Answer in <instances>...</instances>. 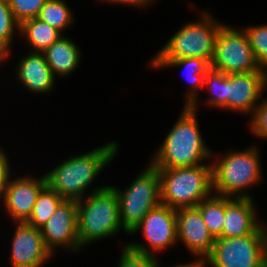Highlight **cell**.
I'll return each mask as SVG.
<instances>
[{
  "label": "cell",
  "instance_id": "1",
  "mask_svg": "<svg viewBox=\"0 0 267 267\" xmlns=\"http://www.w3.org/2000/svg\"><path fill=\"white\" fill-rule=\"evenodd\" d=\"M117 141L107 142L83 154H74L47 171V185L64 200L79 201L120 151ZM90 186V187H89Z\"/></svg>",
  "mask_w": 267,
  "mask_h": 267
},
{
  "label": "cell",
  "instance_id": "2",
  "mask_svg": "<svg viewBox=\"0 0 267 267\" xmlns=\"http://www.w3.org/2000/svg\"><path fill=\"white\" fill-rule=\"evenodd\" d=\"M198 111L184 106L179 118L166 134L150 164L155 168H180L211 161L212 151L206 145L198 123Z\"/></svg>",
  "mask_w": 267,
  "mask_h": 267
},
{
  "label": "cell",
  "instance_id": "3",
  "mask_svg": "<svg viewBox=\"0 0 267 267\" xmlns=\"http://www.w3.org/2000/svg\"><path fill=\"white\" fill-rule=\"evenodd\" d=\"M258 149L255 146L239 151L231 149L224 155L218 152L214 154L212 151L213 193L231 198L252 199L250 189L259 186L263 178Z\"/></svg>",
  "mask_w": 267,
  "mask_h": 267
},
{
  "label": "cell",
  "instance_id": "4",
  "mask_svg": "<svg viewBox=\"0 0 267 267\" xmlns=\"http://www.w3.org/2000/svg\"><path fill=\"white\" fill-rule=\"evenodd\" d=\"M78 206V240L83 249L91 243L125 232L119 217V204L113 186H98Z\"/></svg>",
  "mask_w": 267,
  "mask_h": 267
},
{
  "label": "cell",
  "instance_id": "5",
  "mask_svg": "<svg viewBox=\"0 0 267 267\" xmlns=\"http://www.w3.org/2000/svg\"><path fill=\"white\" fill-rule=\"evenodd\" d=\"M160 202L170 208L196 207L213 194L212 162L180 168H156Z\"/></svg>",
  "mask_w": 267,
  "mask_h": 267
},
{
  "label": "cell",
  "instance_id": "6",
  "mask_svg": "<svg viewBox=\"0 0 267 267\" xmlns=\"http://www.w3.org/2000/svg\"><path fill=\"white\" fill-rule=\"evenodd\" d=\"M199 20L179 27L166 44L151 59H180L199 57L209 63L213 60L215 40L224 24L207 10L201 11Z\"/></svg>",
  "mask_w": 267,
  "mask_h": 267
},
{
  "label": "cell",
  "instance_id": "7",
  "mask_svg": "<svg viewBox=\"0 0 267 267\" xmlns=\"http://www.w3.org/2000/svg\"><path fill=\"white\" fill-rule=\"evenodd\" d=\"M113 187L118 199L121 226L129 235L144 216L161 203L158 170L149 163L127 188Z\"/></svg>",
  "mask_w": 267,
  "mask_h": 267
},
{
  "label": "cell",
  "instance_id": "8",
  "mask_svg": "<svg viewBox=\"0 0 267 267\" xmlns=\"http://www.w3.org/2000/svg\"><path fill=\"white\" fill-rule=\"evenodd\" d=\"M206 267H262L267 261V224L254 233L216 238Z\"/></svg>",
  "mask_w": 267,
  "mask_h": 267
},
{
  "label": "cell",
  "instance_id": "9",
  "mask_svg": "<svg viewBox=\"0 0 267 267\" xmlns=\"http://www.w3.org/2000/svg\"><path fill=\"white\" fill-rule=\"evenodd\" d=\"M235 28L226 23L219 28L210 68L227 75L266 71L257 63L243 28Z\"/></svg>",
  "mask_w": 267,
  "mask_h": 267
},
{
  "label": "cell",
  "instance_id": "10",
  "mask_svg": "<svg viewBox=\"0 0 267 267\" xmlns=\"http://www.w3.org/2000/svg\"><path fill=\"white\" fill-rule=\"evenodd\" d=\"M138 232H142L148 246L137 241L125 244L136 252L156 257L158 252L174 247L178 243L176 209L160 203L144 216L129 236H136Z\"/></svg>",
  "mask_w": 267,
  "mask_h": 267
},
{
  "label": "cell",
  "instance_id": "11",
  "mask_svg": "<svg viewBox=\"0 0 267 267\" xmlns=\"http://www.w3.org/2000/svg\"><path fill=\"white\" fill-rule=\"evenodd\" d=\"M77 201L63 200L51 217L40 228L46 248L54 256L60 250L79 253Z\"/></svg>",
  "mask_w": 267,
  "mask_h": 267
},
{
  "label": "cell",
  "instance_id": "12",
  "mask_svg": "<svg viewBox=\"0 0 267 267\" xmlns=\"http://www.w3.org/2000/svg\"><path fill=\"white\" fill-rule=\"evenodd\" d=\"M267 90V71L226 74V110L249 117Z\"/></svg>",
  "mask_w": 267,
  "mask_h": 267
},
{
  "label": "cell",
  "instance_id": "13",
  "mask_svg": "<svg viewBox=\"0 0 267 267\" xmlns=\"http://www.w3.org/2000/svg\"><path fill=\"white\" fill-rule=\"evenodd\" d=\"M11 239L10 267H43L54 258L46 248L40 229L26 222L14 223Z\"/></svg>",
  "mask_w": 267,
  "mask_h": 267
},
{
  "label": "cell",
  "instance_id": "14",
  "mask_svg": "<svg viewBox=\"0 0 267 267\" xmlns=\"http://www.w3.org/2000/svg\"><path fill=\"white\" fill-rule=\"evenodd\" d=\"M39 177H10L0 201L13 223L28 221L40 191L47 185L45 175Z\"/></svg>",
  "mask_w": 267,
  "mask_h": 267
},
{
  "label": "cell",
  "instance_id": "15",
  "mask_svg": "<svg viewBox=\"0 0 267 267\" xmlns=\"http://www.w3.org/2000/svg\"><path fill=\"white\" fill-rule=\"evenodd\" d=\"M178 243L189 250L193 256L206 258L212 251L215 238L203 221L197 207L176 209Z\"/></svg>",
  "mask_w": 267,
  "mask_h": 267
},
{
  "label": "cell",
  "instance_id": "16",
  "mask_svg": "<svg viewBox=\"0 0 267 267\" xmlns=\"http://www.w3.org/2000/svg\"><path fill=\"white\" fill-rule=\"evenodd\" d=\"M149 61L147 66L153 69L163 68L164 70V68L182 67L186 72L187 80L184 106H190L192 109L199 111L197 108L203 103L199 94H201V89L203 90L204 88L205 73L210 69V63L199 57L151 59Z\"/></svg>",
  "mask_w": 267,
  "mask_h": 267
},
{
  "label": "cell",
  "instance_id": "17",
  "mask_svg": "<svg viewBox=\"0 0 267 267\" xmlns=\"http://www.w3.org/2000/svg\"><path fill=\"white\" fill-rule=\"evenodd\" d=\"M252 198L225 197L222 237L231 238L256 232L264 223L258 219Z\"/></svg>",
  "mask_w": 267,
  "mask_h": 267
},
{
  "label": "cell",
  "instance_id": "18",
  "mask_svg": "<svg viewBox=\"0 0 267 267\" xmlns=\"http://www.w3.org/2000/svg\"><path fill=\"white\" fill-rule=\"evenodd\" d=\"M28 52L17 62L16 79L31 94L49 95L55 89L56 77L47 64L43 52Z\"/></svg>",
  "mask_w": 267,
  "mask_h": 267
},
{
  "label": "cell",
  "instance_id": "19",
  "mask_svg": "<svg viewBox=\"0 0 267 267\" xmlns=\"http://www.w3.org/2000/svg\"><path fill=\"white\" fill-rule=\"evenodd\" d=\"M43 53L56 78L69 76L81 64V49L70 36L63 35Z\"/></svg>",
  "mask_w": 267,
  "mask_h": 267
},
{
  "label": "cell",
  "instance_id": "20",
  "mask_svg": "<svg viewBox=\"0 0 267 267\" xmlns=\"http://www.w3.org/2000/svg\"><path fill=\"white\" fill-rule=\"evenodd\" d=\"M22 36L30 51L44 52L63 34L38 18L24 21L20 25L19 36Z\"/></svg>",
  "mask_w": 267,
  "mask_h": 267
},
{
  "label": "cell",
  "instance_id": "21",
  "mask_svg": "<svg viewBox=\"0 0 267 267\" xmlns=\"http://www.w3.org/2000/svg\"><path fill=\"white\" fill-rule=\"evenodd\" d=\"M202 215L208 230L216 238H222L225 215V196L214 193L196 206Z\"/></svg>",
  "mask_w": 267,
  "mask_h": 267
},
{
  "label": "cell",
  "instance_id": "22",
  "mask_svg": "<svg viewBox=\"0 0 267 267\" xmlns=\"http://www.w3.org/2000/svg\"><path fill=\"white\" fill-rule=\"evenodd\" d=\"M66 2L65 0H47L37 17L63 35L64 31L75 22L74 13Z\"/></svg>",
  "mask_w": 267,
  "mask_h": 267
},
{
  "label": "cell",
  "instance_id": "23",
  "mask_svg": "<svg viewBox=\"0 0 267 267\" xmlns=\"http://www.w3.org/2000/svg\"><path fill=\"white\" fill-rule=\"evenodd\" d=\"M64 199L46 185L39 193L27 224L40 229Z\"/></svg>",
  "mask_w": 267,
  "mask_h": 267
},
{
  "label": "cell",
  "instance_id": "24",
  "mask_svg": "<svg viewBox=\"0 0 267 267\" xmlns=\"http://www.w3.org/2000/svg\"><path fill=\"white\" fill-rule=\"evenodd\" d=\"M210 94L204 99L206 106L226 110V74L210 68L205 73L204 86Z\"/></svg>",
  "mask_w": 267,
  "mask_h": 267
},
{
  "label": "cell",
  "instance_id": "25",
  "mask_svg": "<svg viewBox=\"0 0 267 267\" xmlns=\"http://www.w3.org/2000/svg\"><path fill=\"white\" fill-rule=\"evenodd\" d=\"M253 49L257 63L267 71V24L248 25L243 28Z\"/></svg>",
  "mask_w": 267,
  "mask_h": 267
},
{
  "label": "cell",
  "instance_id": "26",
  "mask_svg": "<svg viewBox=\"0 0 267 267\" xmlns=\"http://www.w3.org/2000/svg\"><path fill=\"white\" fill-rule=\"evenodd\" d=\"M20 25L16 22L7 0H0V44L12 52L14 34L19 33Z\"/></svg>",
  "mask_w": 267,
  "mask_h": 267
},
{
  "label": "cell",
  "instance_id": "27",
  "mask_svg": "<svg viewBox=\"0 0 267 267\" xmlns=\"http://www.w3.org/2000/svg\"><path fill=\"white\" fill-rule=\"evenodd\" d=\"M16 22L21 25L24 21L37 18L47 0H7Z\"/></svg>",
  "mask_w": 267,
  "mask_h": 267
},
{
  "label": "cell",
  "instance_id": "28",
  "mask_svg": "<svg viewBox=\"0 0 267 267\" xmlns=\"http://www.w3.org/2000/svg\"><path fill=\"white\" fill-rule=\"evenodd\" d=\"M249 130L255 137L267 140V97L262 98L249 118Z\"/></svg>",
  "mask_w": 267,
  "mask_h": 267
},
{
  "label": "cell",
  "instance_id": "29",
  "mask_svg": "<svg viewBox=\"0 0 267 267\" xmlns=\"http://www.w3.org/2000/svg\"><path fill=\"white\" fill-rule=\"evenodd\" d=\"M117 267H154L158 257L136 252L125 245L122 247Z\"/></svg>",
  "mask_w": 267,
  "mask_h": 267
},
{
  "label": "cell",
  "instance_id": "30",
  "mask_svg": "<svg viewBox=\"0 0 267 267\" xmlns=\"http://www.w3.org/2000/svg\"><path fill=\"white\" fill-rule=\"evenodd\" d=\"M5 150L0 147V199L3 197L8 181L11 177V165Z\"/></svg>",
  "mask_w": 267,
  "mask_h": 267
},
{
  "label": "cell",
  "instance_id": "31",
  "mask_svg": "<svg viewBox=\"0 0 267 267\" xmlns=\"http://www.w3.org/2000/svg\"><path fill=\"white\" fill-rule=\"evenodd\" d=\"M103 3L107 4H127L126 6H133L137 8H146L152 3L156 2V0H101Z\"/></svg>",
  "mask_w": 267,
  "mask_h": 267
},
{
  "label": "cell",
  "instance_id": "32",
  "mask_svg": "<svg viewBox=\"0 0 267 267\" xmlns=\"http://www.w3.org/2000/svg\"><path fill=\"white\" fill-rule=\"evenodd\" d=\"M194 260L191 262H188V263H183V264H176V265H173L171 267H206V260L204 258H201V257H197V256H194ZM159 259L156 260V264L154 267H160V261H158Z\"/></svg>",
  "mask_w": 267,
  "mask_h": 267
},
{
  "label": "cell",
  "instance_id": "33",
  "mask_svg": "<svg viewBox=\"0 0 267 267\" xmlns=\"http://www.w3.org/2000/svg\"><path fill=\"white\" fill-rule=\"evenodd\" d=\"M11 54L13 53H11L9 49L0 44V65L4 64L5 61L7 62V60L11 57Z\"/></svg>",
  "mask_w": 267,
  "mask_h": 267
},
{
  "label": "cell",
  "instance_id": "34",
  "mask_svg": "<svg viewBox=\"0 0 267 267\" xmlns=\"http://www.w3.org/2000/svg\"><path fill=\"white\" fill-rule=\"evenodd\" d=\"M262 267H267V261L263 264Z\"/></svg>",
  "mask_w": 267,
  "mask_h": 267
}]
</instances>
